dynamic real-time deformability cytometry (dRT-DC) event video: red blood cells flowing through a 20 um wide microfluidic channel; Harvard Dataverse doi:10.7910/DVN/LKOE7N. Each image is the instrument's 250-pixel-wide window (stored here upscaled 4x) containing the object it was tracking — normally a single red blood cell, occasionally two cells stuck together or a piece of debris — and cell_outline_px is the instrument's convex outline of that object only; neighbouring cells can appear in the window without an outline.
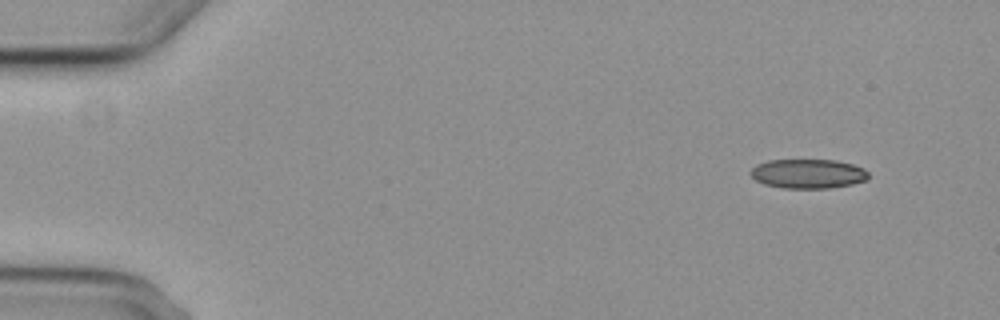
{"species": "common noctule bat (a hibernating species)", "species_latin": "Nyctalus noctula", "temperature_condition": "cold", "stored_images_in_passage": 5, "camera_frame_rate_fps": 3000, "um_per_image_px": 0.085, "animal": {"sex": "female", "body_mass_g": 29.2, "forearm_length_mm": 56.3}, "frame": {"image": 1, "passage_image": 1, "time_ms": 0.0, "image_size_px": [1000, 320], "cell_outline_px": [[868, 180], [852, 184], [828, 188], [784, 188], [764, 184], [756, 180], [748, 172], [756, 164], [768, 160], [836, 160], [852, 164], [864, 168], [868, 172]], "centroid_in_image_um": [68.68, 14.76], "position_along_channel_um": 16.3, "area_um2": 20.23}}
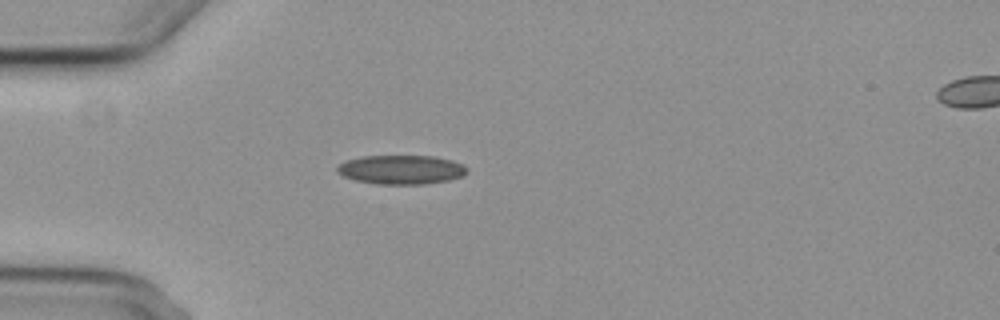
{"frame": {"image": 2, "passage_image": 4, "time_ms": 3.667, "image_size_px": [1000, 320], "cell_outline_px": [[468, 172], [460, 176], [448, 180], [424, 184], [376, 184], [356, 180], [344, 176], [336, 172], [336, 168], [340, 164], [348, 160], [364, 156], [432, 156], [452, 160], [464, 164], [468, 168]], "centroid_in_image_um": [34.12, 14.42], "position_along_channel_um": 50.9, "area_um2": 21.91}}